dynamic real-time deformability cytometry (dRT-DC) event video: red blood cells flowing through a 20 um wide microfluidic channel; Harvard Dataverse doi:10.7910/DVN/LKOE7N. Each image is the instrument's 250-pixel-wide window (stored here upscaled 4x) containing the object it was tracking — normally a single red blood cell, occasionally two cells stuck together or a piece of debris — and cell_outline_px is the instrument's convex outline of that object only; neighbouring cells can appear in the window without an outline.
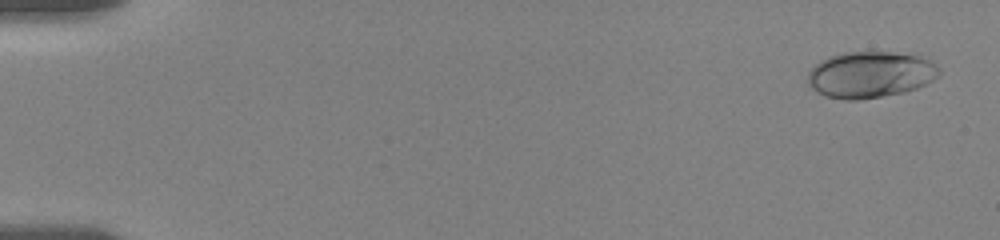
{"species": "human", "species_latin": "Homo sapiens", "temperature_condition": "room temperature", "stored_images_in_passage": 31, "camera_frame_rate_fps": 3000, "um_per_image_px": 0.085, "donor": {"sex": "female"}, "frame": {"image": 1, "passage_image": 2, "time_ms": 0.667, "image_size_px": [1000, 240], "cell_outline_px": [[940, 76], [916, 88], [904, 92], [860, 100], [844, 100], [824, 96], [816, 92], [808, 84], [808, 72], [820, 60], [828, 56], [844, 52], [892, 52], [920, 56], [932, 60], [940, 68]], "centroid_in_image_um": [73.97, 6.34], "position_along_channel_um": 11.0, "area_um2": 35.78}}
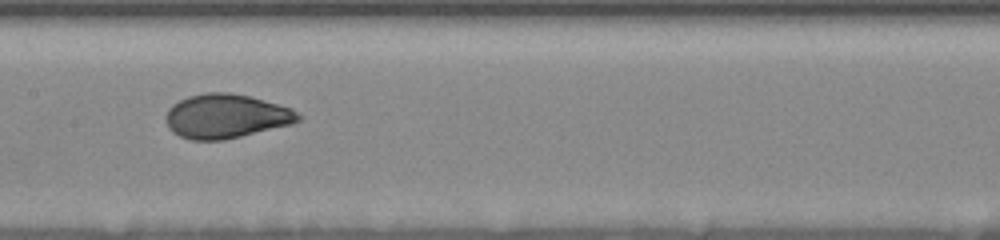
{"frame": {"image": 2, "passage_image": 16, "time_ms": 9.667, "image_size_px": [1000, 240], "cell_outline_px": [[304, 116], [300, 120], [292, 124], [224, 140], [192, 140], [180, 136], [172, 132], [168, 128], [168, 108], [172, 104], [188, 96], [204, 92], [228, 92], [248, 96], [264, 100], [292, 108]], "centroid_in_image_um": [19.24, 9.87], "position_along_channel_um": 188.2, "area_um2": 34.04}}
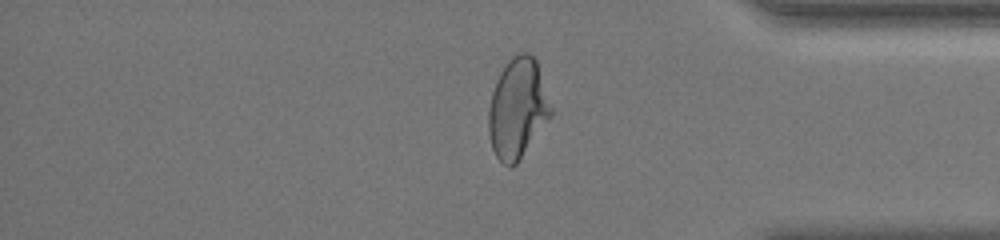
{"frame": {"image": 3, "passage_image": 26, "time_ms": 15.667, "image_size_px": [1000, 240], "cell_outline_px": [[552, 116], [516, 164], [512, 168], [508, 168], [496, 156], [492, 148], [488, 132], [488, 108], [492, 92], [496, 80], [500, 72], [508, 60], [516, 52], [528, 52], [536, 60], [552, 108]], "centroid_in_image_um": [43.98, 9.22], "position_along_channel_um": 391.2, "area_um2": 36.47}, "authors_computed_cell_mechanics": {"area_um2": 34.0442, "velocity_mm_per_s": 3.6202, "shape_relaxation_time_tau1_ms": 4.5548, "shape_relaxation_time_tau2_ms": null, "deformation_change_tau1": 0.1847, "deformation_change_tau2": null}}